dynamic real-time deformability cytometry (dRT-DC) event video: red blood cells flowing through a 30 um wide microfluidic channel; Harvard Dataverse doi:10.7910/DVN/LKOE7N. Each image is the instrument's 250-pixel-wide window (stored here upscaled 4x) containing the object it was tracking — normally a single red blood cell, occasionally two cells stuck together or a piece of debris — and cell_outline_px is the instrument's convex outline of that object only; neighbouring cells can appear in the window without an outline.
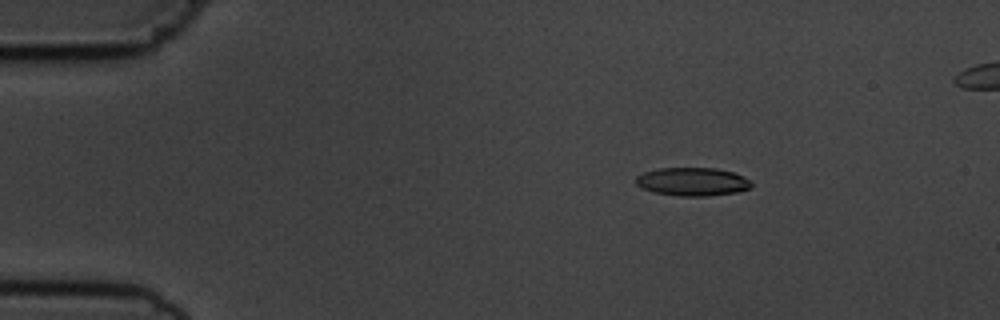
{"species": "common noctule bat (a hibernating species)", "species_latin": "Nyctalus noctula", "temperature_condition": "cold", "stored_images_in_passage": 4, "camera_frame_rate_fps": 3000, "um_per_image_px": 0.085, "animal": {"sex": "male", "body_mass_g": 19.5, "forearm_length_mm": 54.6}, "frame": {"image": 1, "passage_image": 2, "time_ms": 1.333, "image_size_px": [1000, 320], "cell_outline_px": [[752, 188], [736, 192], [708, 196], [676, 196], [652, 192], [636, 184], [636, 176], [644, 172], [656, 168], [716, 168], [736, 172], [752, 180]], "centroid_in_image_um": [58.9, 15.44], "position_along_channel_um": 26.1, "area_um2": 19.36}}